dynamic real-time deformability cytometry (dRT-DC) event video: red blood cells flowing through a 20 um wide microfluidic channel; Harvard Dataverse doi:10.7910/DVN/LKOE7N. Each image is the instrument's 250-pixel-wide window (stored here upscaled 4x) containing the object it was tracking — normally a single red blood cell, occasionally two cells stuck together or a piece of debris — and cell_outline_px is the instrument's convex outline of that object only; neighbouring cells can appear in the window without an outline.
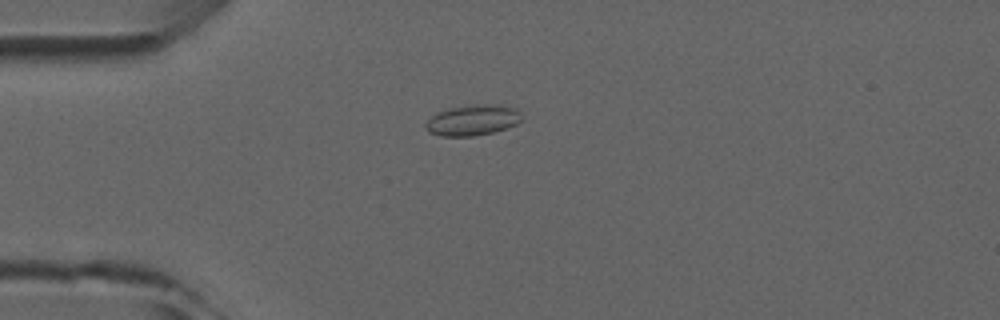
{"species": "common noctule bat (a hibernating species)", "species_latin": "Nyctalus noctula", "temperature_condition": "room temperature", "stored_images_in_passage": 3, "camera_frame_rate_fps": 3000, "um_per_image_px": 0.085, "animal": {"sex": "male", "forearm_length_mm": 52.5}, "frame": {"image": 1, "passage_image": 2, "time_ms": 1.0, "image_size_px": [1000, 320], "cell_outline_px": [[524, 116], [516, 124], [492, 132], [472, 136], [440, 136], [428, 132], [424, 128], [424, 124], [432, 116], [440, 112], [452, 108], [476, 104], [496, 104], [516, 108]], "centroid_in_image_um": [40.18, 10.21], "position_along_channel_um": 44.8, "area_um2": 17.05}}